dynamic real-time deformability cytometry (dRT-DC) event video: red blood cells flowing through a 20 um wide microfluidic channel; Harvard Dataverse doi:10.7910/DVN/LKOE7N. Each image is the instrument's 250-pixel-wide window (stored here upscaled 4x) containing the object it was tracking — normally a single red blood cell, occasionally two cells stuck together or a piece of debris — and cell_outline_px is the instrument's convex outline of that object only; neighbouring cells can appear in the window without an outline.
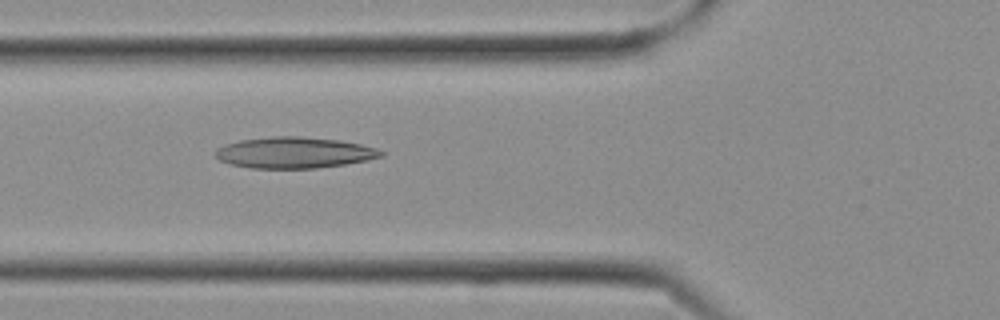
{"species": "Egyptian fruit bat (a non-hibernating species)", "species_latin": "Rousettus aegyptiacus", "temperature_condition": "cold", "stored_images_in_passage": 3, "camera_frame_rate_fps": 3000, "um_per_image_px": 0.085, "frame": {"image": 1, "passage_image": 3, "time_ms": 0.667, "image_size_px": [1000, 320], "cell_outline_px": [[368, 156], [356, 160], [332, 164], [296, 168], [284, 168], [244, 164], [260, 140], [320, 140], [348, 144], [360, 148]], "centroid_in_image_um": [25.7, 13.05], "position_along_channel_um": 100.1, "area_um2": 19.07}}